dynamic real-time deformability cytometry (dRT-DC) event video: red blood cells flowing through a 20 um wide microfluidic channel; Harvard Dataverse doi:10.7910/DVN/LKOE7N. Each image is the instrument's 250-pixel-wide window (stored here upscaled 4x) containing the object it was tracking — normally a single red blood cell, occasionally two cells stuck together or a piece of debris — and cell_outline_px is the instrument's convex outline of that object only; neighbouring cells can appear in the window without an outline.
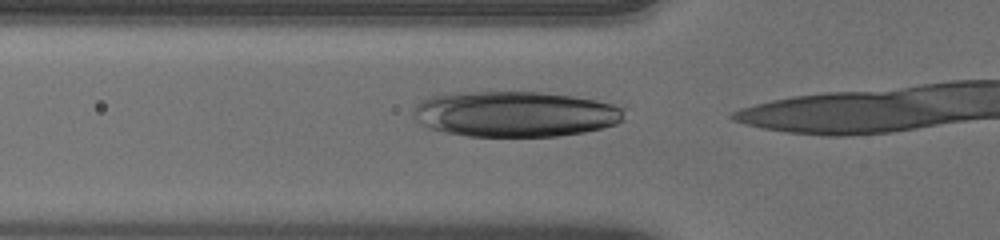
{"species": "human", "species_latin": "Homo sapiens", "temperature_condition": "warm", "stored_images_in_passage": 5, "camera_frame_rate_fps": 3000, "um_per_image_px": 0.085, "donor": {"sex": "male"}, "frame": {"image": 1, "passage_image": 3, "time_ms": 0.667, "image_size_px": [1000, 240], "cell_outline_px": [[624, 120], [616, 124], [584, 132], [556, 136], [468, 136], [444, 132], [428, 128], [412, 112], [412, 108], [420, 100], [428, 96], [452, 92], [540, 92], [572, 96], [596, 100], [612, 104], [624, 108]], "centroid_in_image_um": [43.76, 9.68], "position_along_channel_um": 82.0, "area_um2": 56.18}}